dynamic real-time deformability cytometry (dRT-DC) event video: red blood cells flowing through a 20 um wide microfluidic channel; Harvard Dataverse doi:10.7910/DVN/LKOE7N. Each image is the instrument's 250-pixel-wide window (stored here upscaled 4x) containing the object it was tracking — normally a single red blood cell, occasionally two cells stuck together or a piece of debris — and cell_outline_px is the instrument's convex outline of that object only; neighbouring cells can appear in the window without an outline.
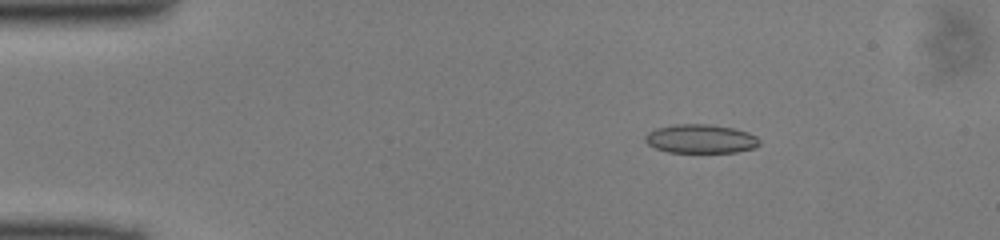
{"species": "common noctule bat (a hibernating species)", "species_latin": "Nyctalus noctula", "temperature_condition": "cold", "stored_images_in_passage": 48, "camera_frame_rate_fps": 3000, "um_per_image_px": 0.085, "animal": {"sex": "male", "body_mass_g": 13.0, "forearm_length_mm": 53.1}, "frame": {"image": 1, "passage_image": 7, "time_ms": 2.0, "image_size_px": [1000, 240], "cell_outline_px": [[760, 144], [752, 148], [736, 152], [668, 152], [656, 148], [648, 144], [644, 140], [644, 136], [648, 132], [656, 128], [676, 124], [708, 124], [732, 128], [748, 132], [756, 136], [760, 140]], "centroid_in_image_um": [59.54, 11.8], "position_along_channel_um": 25.5, "area_um2": 19.13}}
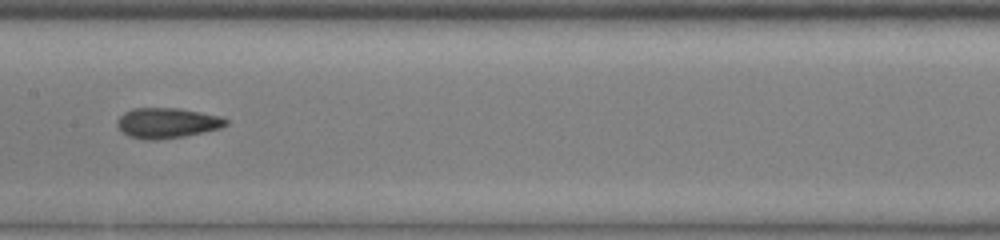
{"frame": {"image": 2, "passage_image": 24, "time_ms": 7.667, "image_size_px": [1000, 240], "cell_outline_px": [[228, 124], [220, 128], [184, 136], [156, 140], [144, 140], [128, 136], [116, 124], [116, 120], [124, 112], [132, 108], [180, 108], [220, 116], [228, 120]], "centroid_in_image_um": [14.18, 10.45], "position_along_channel_um": 193.2, "area_um2": 19.19}}
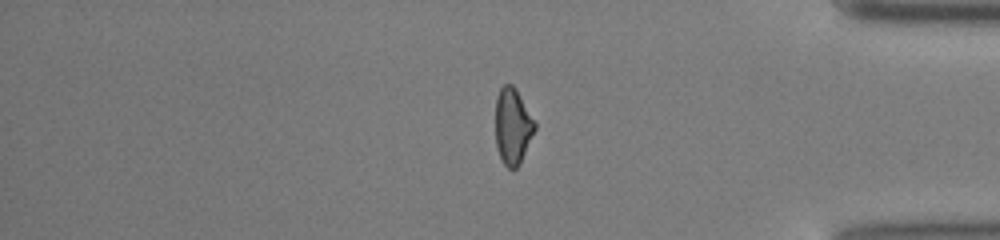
{"frame": {"image": 3, "passage_image": 40, "time_ms": 13.0, "image_size_px": [1000, 240], "cell_outline_px": [[536, 128], [520, 164], [516, 168], [508, 168], [504, 164], [496, 148], [496, 96], [500, 88], [504, 84], [512, 84], [516, 88], [536, 120]], "centroid_in_image_um": [43.59, 10.7], "position_along_channel_um": 391.6, "area_um2": 17.69}}